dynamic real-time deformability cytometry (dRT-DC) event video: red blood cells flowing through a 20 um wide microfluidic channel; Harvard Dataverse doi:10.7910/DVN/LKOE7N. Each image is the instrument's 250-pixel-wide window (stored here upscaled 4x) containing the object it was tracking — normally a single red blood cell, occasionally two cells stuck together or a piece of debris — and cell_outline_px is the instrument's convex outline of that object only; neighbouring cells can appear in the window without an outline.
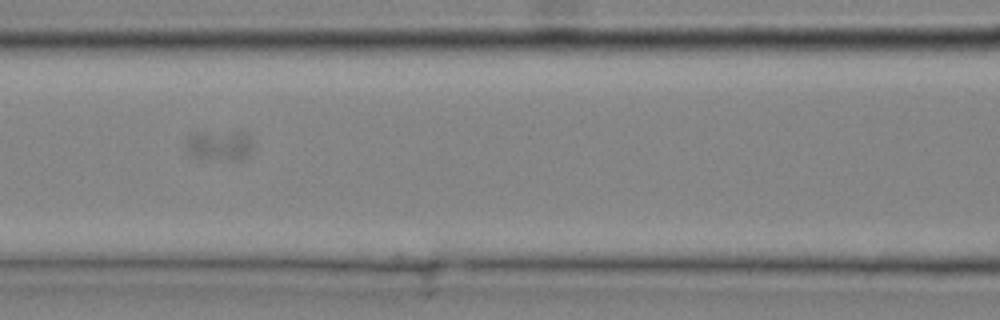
{"species": "common noctule bat (a hibernating species)", "species_latin": "Nyctalus noctula", "temperature_condition": "cold", "stored_images_in_passage": 24, "camera_frame_rate_fps": 3000, "um_per_image_px": 0.085, "animal": {"sex": "male", "body_mass_g": 20.4}, "frame": {"image": 1, "passage_image": 4, "time_ms": 1.0, "image_size_px": [1000, 320], "cell_outline_px": [[248, 156], [244, 160], [232, 160], [192, 156], [188, 148], [188, 136], [196, 132], [240, 132], [248, 136]], "centroid_in_image_um": [18.62, 12.35], "position_along_channel_um": 148.0, "area_um2": 11.04}}
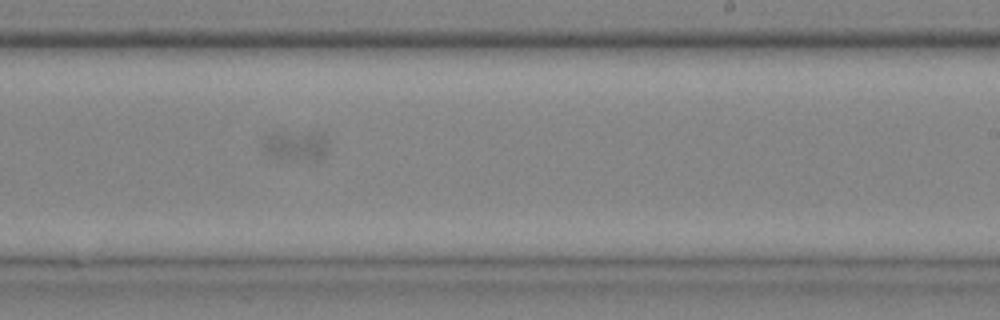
{"frame": {"image": 2, "passage_image": 13, "time_ms": 4.0, "image_size_px": [1000, 320], "cell_outline_px": [[328, 152], [324, 156], [316, 160], [276, 156], [268, 152], [260, 144], [272, 132], [324, 132]], "centroid_in_image_um": [25.21, 12.31], "position_along_channel_um": 263.8, "area_um2": 11.04}}
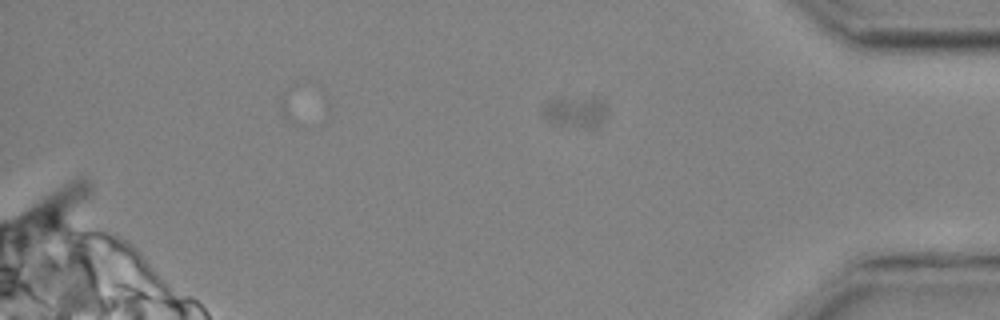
{"frame": {"image": 3, "passage_image": 24, "time_ms": 7.667, "image_size_px": [1000, 320], "cell_outline_px": [[604, 116], [592, 128], [556, 124], [548, 120], [544, 112], [552, 100], [592, 96], [600, 100], [604, 104]], "centroid_in_image_um": [48.95, 9.49], "position_along_channel_um": 386.3, "area_um2": 10.69}}